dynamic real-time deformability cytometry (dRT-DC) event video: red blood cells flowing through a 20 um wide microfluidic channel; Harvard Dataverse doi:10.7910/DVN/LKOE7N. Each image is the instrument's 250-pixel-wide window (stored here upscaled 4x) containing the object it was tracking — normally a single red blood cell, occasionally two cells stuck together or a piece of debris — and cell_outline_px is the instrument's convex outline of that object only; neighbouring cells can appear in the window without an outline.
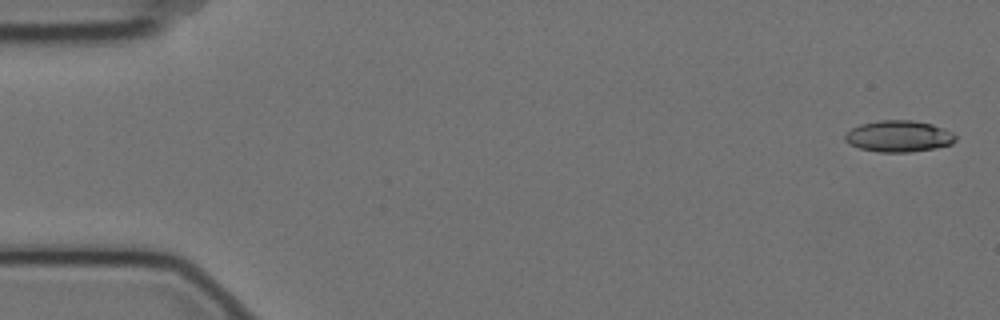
{"species": "Egyptian fruit bat (a non-hibernating species)", "species_latin": "Rousettus aegyptiacus", "temperature_condition": "cold", "stored_images_in_passage": 4, "camera_frame_rate_fps": 3000, "um_per_image_px": 0.085, "animal": {"sex": "female"}, "frame": {"image": 1, "passage_image": 1, "time_ms": 0.0, "image_size_px": [1000, 320], "cell_outline_px": [[956, 140], [952, 144], [936, 148], [908, 152], [880, 152], [860, 148], [848, 144], [844, 140], [844, 136], [852, 128], [860, 124], [880, 120], [912, 120], [932, 124], [944, 128], [952, 132], [956, 136]], "centroid_in_image_um": [76.4, 11.58], "position_along_channel_um": 8.6, "area_um2": 20.29}}
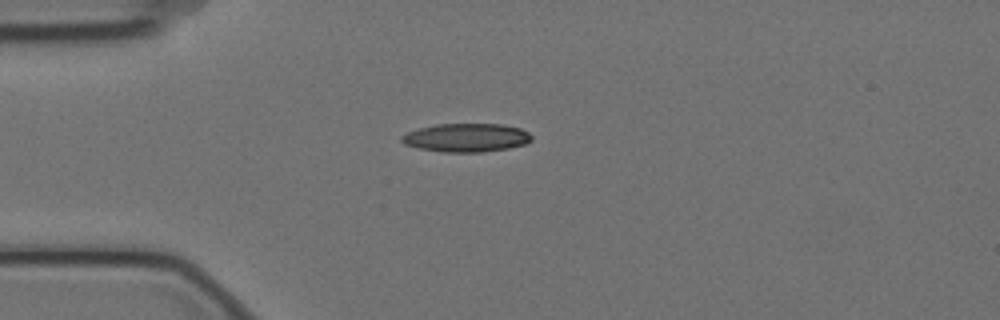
{"frame": {"image": 2, "passage_image": 4, "time_ms": 1.0, "image_size_px": [1000, 320], "cell_outline_px": [[532, 140], [524, 144], [508, 148], [480, 152], [444, 152], [416, 148], [404, 144], [400, 140], [400, 136], [408, 132], [420, 128], [436, 124], [504, 124], [520, 128], [528, 132], [532, 136]], "centroid_in_image_um": [39.62, 11.7], "position_along_channel_um": 45.4, "area_um2": 21.62}}